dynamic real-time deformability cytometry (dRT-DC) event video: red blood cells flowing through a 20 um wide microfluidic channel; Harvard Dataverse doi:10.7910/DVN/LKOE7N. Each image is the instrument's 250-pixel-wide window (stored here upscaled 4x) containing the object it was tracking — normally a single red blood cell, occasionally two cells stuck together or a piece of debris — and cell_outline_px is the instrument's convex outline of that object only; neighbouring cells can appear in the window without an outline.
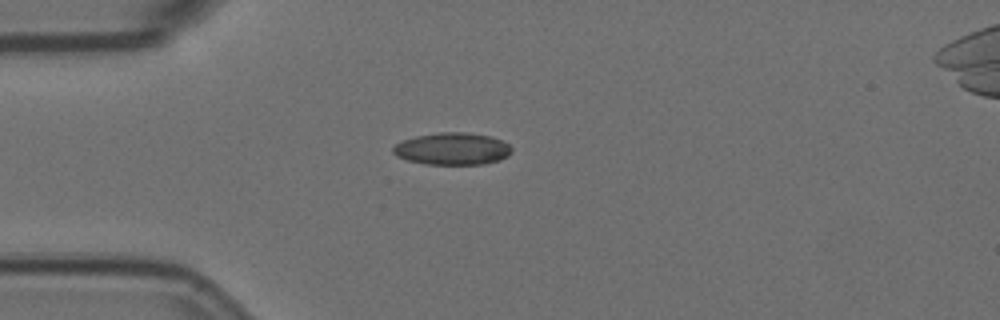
{"species": "Egyptian fruit bat (a non-hibernating species)", "species_latin": "Rousettus aegyptiacus", "temperature_condition": "room temperature", "stored_images_in_passage": 3, "camera_frame_rate_fps": 3000, "um_per_image_px": 0.085, "animal": {"sex": "female"}, "frame": {"image": 1, "passage_image": 1, "time_ms": 0.0, "image_size_px": [1000, 320], "cell_outline_px": [[512, 152], [508, 156], [500, 160], [484, 164], [424, 164], [408, 160], [396, 156], [392, 152], [392, 148], [396, 144], [404, 140], [416, 136], [436, 132], [468, 132], [492, 136], [508, 144], [512, 148]], "centroid_in_image_um": [38.46, 12.64], "position_along_channel_um": 46.5, "area_um2": 22.37}}